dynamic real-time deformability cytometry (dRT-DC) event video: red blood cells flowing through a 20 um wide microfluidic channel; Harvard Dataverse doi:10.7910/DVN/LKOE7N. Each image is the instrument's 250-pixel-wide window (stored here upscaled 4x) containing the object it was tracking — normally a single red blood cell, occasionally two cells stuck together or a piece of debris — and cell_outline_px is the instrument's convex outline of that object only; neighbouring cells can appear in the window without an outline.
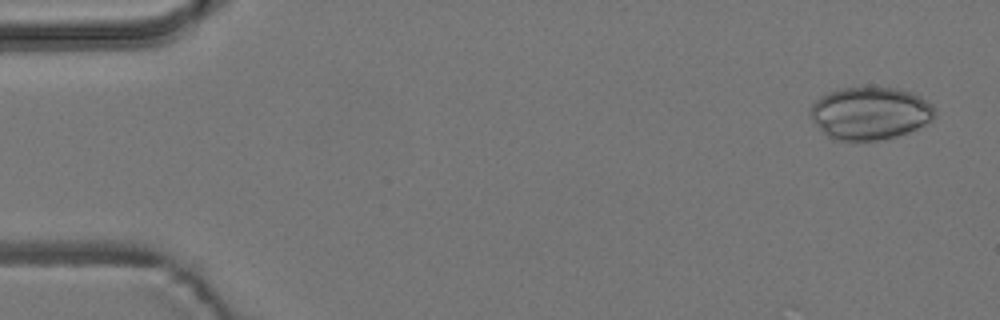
{"species": "common noctule bat (a hibernating species)", "species_latin": "Nyctalus noctula", "temperature_condition": "room temperature", "stored_images_in_passage": 6, "camera_frame_rate_fps": 3000, "um_per_image_px": 0.085, "animal": {"sex": "male", "body_mass_g": 19.2, "forearm_length_mm": 51.8}, "frame": {"image": 1, "passage_image": 1, "time_ms": 0.0, "image_size_px": [1000, 320], "cell_outline_px": [[936, 116], [932, 120], [908, 132], [896, 136], [880, 140], [840, 140], [828, 136], [812, 120], [808, 112], [812, 104], [820, 96], [828, 92], [840, 88], [900, 88], [912, 92], [920, 96], [932, 104], [936, 112]], "centroid_in_image_um": [73.96, 9.61], "position_along_channel_um": 11.0, "area_um2": 38.09}}